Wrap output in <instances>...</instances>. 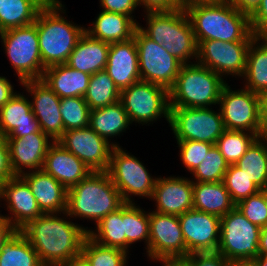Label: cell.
Segmentation results:
<instances>
[{
  "label": "cell",
  "instance_id": "obj_28",
  "mask_svg": "<svg viewBox=\"0 0 267 266\" xmlns=\"http://www.w3.org/2000/svg\"><path fill=\"white\" fill-rule=\"evenodd\" d=\"M93 26L85 29L91 37L108 43L122 42L131 39L138 27L136 19L128 15L103 11L99 13Z\"/></svg>",
  "mask_w": 267,
  "mask_h": 266
},
{
  "label": "cell",
  "instance_id": "obj_52",
  "mask_svg": "<svg viewBox=\"0 0 267 266\" xmlns=\"http://www.w3.org/2000/svg\"><path fill=\"white\" fill-rule=\"evenodd\" d=\"M16 92L6 77L0 76V108L4 106Z\"/></svg>",
  "mask_w": 267,
  "mask_h": 266
},
{
  "label": "cell",
  "instance_id": "obj_56",
  "mask_svg": "<svg viewBox=\"0 0 267 266\" xmlns=\"http://www.w3.org/2000/svg\"><path fill=\"white\" fill-rule=\"evenodd\" d=\"M158 261L163 262L162 266H189L184 259H162Z\"/></svg>",
  "mask_w": 267,
  "mask_h": 266
},
{
  "label": "cell",
  "instance_id": "obj_57",
  "mask_svg": "<svg viewBox=\"0 0 267 266\" xmlns=\"http://www.w3.org/2000/svg\"><path fill=\"white\" fill-rule=\"evenodd\" d=\"M63 266H90L88 262L82 257L71 259L69 262L63 264Z\"/></svg>",
  "mask_w": 267,
  "mask_h": 266
},
{
  "label": "cell",
  "instance_id": "obj_54",
  "mask_svg": "<svg viewBox=\"0 0 267 266\" xmlns=\"http://www.w3.org/2000/svg\"><path fill=\"white\" fill-rule=\"evenodd\" d=\"M258 252L259 255H267V226L261 228Z\"/></svg>",
  "mask_w": 267,
  "mask_h": 266
},
{
  "label": "cell",
  "instance_id": "obj_29",
  "mask_svg": "<svg viewBox=\"0 0 267 266\" xmlns=\"http://www.w3.org/2000/svg\"><path fill=\"white\" fill-rule=\"evenodd\" d=\"M236 205L231 200L223 181L194 182L193 209L222 217Z\"/></svg>",
  "mask_w": 267,
  "mask_h": 266
},
{
  "label": "cell",
  "instance_id": "obj_20",
  "mask_svg": "<svg viewBox=\"0 0 267 266\" xmlns=\"http://www.w3.org/2000/svg\"><path fill=\"white\" fill-rule=\"evenodd\" d=\"M48 137L51 138L44 132H36L20 138H5L14 176L24 174V168L30 171L42 170L46 153L54 142H49Z\"/></svg>",
  "mask_w": 267,
  "mask_h": 266
},
{
  "label": "cell",
  "instance_id": "obj_40",
  "mask_svg": "<svg viewBox=\"0 0 267 266\" xmlns=\"http://www.w3.org/2000/svg\"><path fill=\"white\" fill-rule=\"evenodd\" d=\"M64 132L89 126L90 108L84 97H64L60 101Z\"/></svg>",
  "mask_w": 267,
  "mask_h": 266
},
{
  "label": "cell",
  "instance_id": "obj_11",
  "mask_svg": "<svg viewBox=\"0 0 267 266\" xmlns=\"http://www.w3.org/2000/svg\"><path fill=\"white\" fill-rule=\"evenodd\" d=\"M107 172L124 203H133L131 195L149 197L152 200L157 178H151L142 162L120 146L112 149Z\"/></svg>",
  "mask_w": 267,
  "mask_h": 266
},
{
  "label": "cell",
  "instance_id": "obj_60",
  "mask_svg": "<svg viewBox=\"0 0 267 266\" xmlns=\"http://www.w3.org/2000/svg\"><path fill=\"white\" fill-rule=\"evenodd\" d=\"M41 8L49 6L54 0H34Z\"/></svg>",
  "mask_w": 267,
  "mask_h": 266
},
{
  "label": "cell",
  "instance_id": "obj_46",
  "mask_svg": "<svg viewBox=\"0 0 267 266\" xmlns=\"http://www.w3.org/2000/svg\"><path fill=\"white\" fill-rule=\"evenodd\" d=\"M250 27L256 36H267V0H261L258 9L250 17Z\"/></svg>",
  "mask_w": 267,
  "mask_h": 266
},
{
  "label": "cell",
  "instance_id": "obj_21",
  "mask_svg": "<svg viewBox=\"0 0 267 266\" xmlns=\"http://www.w3.org/2000/svg\"><path fill=\"white\" fill-rule=\"evenodd\" d=\"M152 198L155 212L180 216L193 208V181L182 177L157 178Z\"/></svg>",
  "mask_w": 267,
  "mask_h": 266
},
{
  "label": "cell",
  "instance_id": "obj_26",
  "mask_svg": "<svg viewBox=\"0 0 267 266\" xmlns=\"http://www.w3.org/2000/svg\"><path fill=\"white\" fill-rule=\"evenodd\" d=\"M90 78L91 75L64 63L46 67L41 79L61 99L84 97Z\"/></svg>",
  "mask_w": 267,
  "mask_h": 266
},
{
  "label": "cell",
  "instance_id": "obj_55",
  "mask_svg": "<svg viewBox=\"0 0 267 266\" xmlns=\"http://www.w3.org/2000/svg\"><path fill=\"white\" fill-rule=\"evenodd\" d=\"M225 0H184V9L198 4H216Z\"/></svg>",
  "mask_w": 267,
  "mask_h": 266
},
{
  "label": "cell",
  "instance_id": "obj_2",
  "mask_svg": "<svg viewBox=\"0 0 267 266\" xmlns=\"http://www.w3.org/2000/svg\"><path fill=\"white\" fill-rule=\"evenodd\" d=\"M192 26L197 45L201 41H252L250 18L228 2L198 4L184 9Z\"/></svg>",
  "mask_w": 267,
  "mask_h": 266
},
{
  "label": "cell",
  "instance_id": "obj_5",
  "mask_svg": "<svg viewBox=\"0 0 267 266\" xmlns=\"http://www.w3.org/2000/svg\"><path fill=\"white\" fill-rule=\"evenodd\" d=\"M147 29L138 24L150 39L170 52L182 64H189L191 57L197 59V42L189 18L183 9L146 12Z\"/></svg>",
  "mask_w": 267,
  "mask_h": 266
},
{
  "label": "cell",
  "instance_id": "obj_49",
  "mask_svg": "<svg viewBox=\"0 0 267 266\" xmlns=\"http://www.w3.org/2000/svg\"><path fill=\"white\" fill-rule=\"evenodd\" d=\"M13 176L14 174L10 167L8 144L4 137H0V185Z\"/></svg>",
  "mask_w": 267,
  "mask_h": 266
},
{
  "label": "cell",
  "instance_id": "obj_30",
  "mask_svg": "<svg viewBox=\"0 0 267 266\" xmlns=\"http://www.w3.org/2000/svg\"><path fill=\"white\" fill-rule=\"evenodd\" d=\"M260 40L263 41L261 45ZM243 77L247 81L246 89L258 95L267 93V36H256L252 40Z\"/></svg>",
  "mask_w": 267,
  "mask_h": 266
},
{
  "label": "cell",
  "instance_id": "obj_17",
  "mask_svg": "<svg viewBox=\"0 0 267 266\" xmlns=\"http://www.w3.org/2000/svg\"><path fill=\"white\" fill-rule=\"evenodd\" d=\"M178 217L186 245V257L195 252L217 251L220 217L193 208Z\"/></svg>",
  "mask_w": 267,
  "mask_h": 266
},
{
  "label": "cell",
  "instance_id": "obj_9",
  "mask_svg": "<svg viewBox=\"0 0 267 266\" xmlns=\"http://www.w3.org/2000/svg\"><path fill=\"white\" fill-rule=\"evenodd\" d=\"M120 101L131 123L144 125L162 116L170 122L169 90L163 86L140 80L121 90Z\"/></svg>",
  "mask_w": 267,
  "mask_h": 266
},
{
  "label": "cell",
  "instance_id": "obj_1",
  "mask_svg": "<svg viewBox=\"0 0 267 266\" xmlns=\"http://www.w3.org/2000/svg\"><path fill=\"white\" fill-rule=\"evenodd\" d=\"M21 231L43 265H63L80 257L83 243L88 236L87 227L57 217V213L37 217Z\"/></svg>",
  "mask_w": 267,
  "mask_h": 266
},
{
  "label": "cell",
  "instance_id": "obj_34",
  "mask_svg": "<svg viewBox=\"0 0 267 266\" xmlns=\"http://www.w3.org/2000/svg\"><path fill=\"white\" fill-rule=\"evenodd\" d=\"M235 165L261 190L267 188V138L259 137Z\"/></svg>",
  "mask_w": 267,
  "mask_h": 266
},
{
  "label": "cell",
  "instance_id": "obj_48",
  "mask_svg": "<svg viewBox=\"0 0 267 266\" xmlns=\"http://www.w3.org/2000/svg\"><path fill=\"white\" fill-rule=\"evenodd\" d=\"M139 6L146 12L172 11L175 9L184 10V0H137Z\"/></svg>",
  "mask_w": 267,
  "mask_h": 266
},
{
  "label": "cell",
  "instance_id": "obj_43",
  "mask_svg": "<svg viewBox=\"0 0 267 266\" xmlns=\"http://www.w3.org/2000/svg\"><path fill=\"white\" fill-rule=\"evenodd\" d=\"M238 210L253 224L260 228L267 226V206L265 189L236 204Z\"/></svg>",
  "mask_w": 267,
  "mask_h": 266
},
{
  "label": "cell",
  "instance_id": "obj_6",
  "mask_svg": "<svg viewBox=\"0 0 267 266\" xmlns=\"http://www.w3.org/2000/svg\"><path fill=\"white\" fill-rule=\"evenodd\" d=\"M190 63L182 64L174 85L169 89L170 107L207 108L218 104L226 81L198 62Z\"/></svg>",
  "mask_w": 267,
  "mask_h": 266
},
{
  "label": "cell",
  "instance_id": "obj_37",
  "mask_svg": "<svg viewBox=\"0 0 267 266\" xmlns=\"http://www.w3.org/2000/svg\"><path fill=\"white\" fill-rule=\"evenodd\" d=\"M122 221H124L125 251L128 253L130 244L145 240L146 249L149 247V213L135 205L134 203H124L122 205Z\"/></svg>",
  "mask_w": 267,
  "mask_h": 266
},
{
  "label": "cell",
  "instance_id": "obj_59",
  "mask_svg": "<svg viewBox=\"0 0 267 266\" xmlns=\"http://www.w3.org/2000/svg\"><path fill=\"white\" fill-rule=\"evenodd\" d=\"M229 266H257L254 261H233Z\"/></svg>",
  "mask_w": 267,
  "mask_h": 266
},
{
  "label": "cell",
  "instance_id": "obj_38",
  "mask_svg": "<svg viewBox=\"0 0 267 266\" xmlns=\"http://www.w3.org/2000/svg\"><path fill=\"white\" fill-rule=\"evenodd\" d=\"M259 137L246 131L225 130L215 146L231 165L235 164Z\"/></svg>",
  "mask_w": 267,
  "mask_h": 266
},
{
  "label": "cell",
  "instance_id": "obj_23",
  "mask_svg": "<svg viewBox=\"0 0 267 266\" xmlns=\"http://www.w3.org/2000/svg\"><path fill=\"white\" fill-rule=\"evenodd\" d=\"M42 170L59 181L67 190L93 172L83 161L57 141H54L49 147Z\"/></svg>",
  "mask_w": 267,
  "mask_h": 266
},
{
  "label": "cell",
  "instance_id": "obj_15",
  "mask_svg": "<svg viewBox=\"0 0 267 266\" xmlns=\"http://www.w3.org/2000/svg\"><path fill=\"white\" fill-rule=\"evenodd\" d=\"M149 228V247L146 252L150 259L186 258V245L178 216L149 212Z\"/></svg>",
  "mask_w": 267,
  "mask_h": 266
},
{
  "label": "cell",
  "instance_id": "obj_33",
  "mask_svg": "<svg viewBox=\"0 0 267 266\" xmlns=\"http://www.w3.org/2000/svg\"><path fill=\"white\" fill-rule=\"evenodd\" d=\"M42 8L34 0H2L0 33L33 24Z\"/></svg>",
  "mask_w": 267,
  "mask_h": 266
},
{
  "label": "cell",
  "instance_id": "obj_27",
  "mask_svg": "<svg viewBox=\"0 0 267 266\" xmlns=\"http://www.w3.org/2000/svg\"><path fill=\"white\" fill-rule=\"evenodd\" d=\"M110 43L84 33L65 64L89 75L105 70Z\"/></svg>",
  "mask_w": 267,
  "mask_h": 266
},
{
  "label": "cell",
  "instance_id": "obj_12",
  "mask_svg": "<svg viewBox=\"0 0 267 266\" xmlns=\"http://www.w3.org/2000/svg\"><path fill=\"white\" fill-rule=\"evenodd\" d=\"M138 51L141 81L158 84L168 90L174 85L182 63L167 52L162 44L147 37L139 27L133 35Z\"/></svg>",
  "mask_w": 267,
  "mask_h": 266
},
{
  "label": "cell",
  "instance_id": "obj_44",
  "mask_svg": "<svg viewBox=\"0 0 267 266\" xmlns=\"http://www.w3.org/2000/svg\"><path fill=\"white\" fill-rule=\"evenodd\" d=\"M180 149V158L185 167L192 173L214 144L193 140L177 141Z\"/></svg>",
  "mask_w": 267,
  "mask_h": 266
},
{
  "label": "cell",
  "instance_id": "obj_18",
  "mask_svg": "<svg viewBox=\"0 0 267 266\" xmlns=\"http://www.w3.org/2000/svg\"><path fill=\"white\" fill-rule=\"evenodd\" d=\"M21 84L33 95L31 109L39 121L41 130L57 141L64 133L60 112L61 99L43 82L42 79L25 80Z\"/></svg>",
  "mask_w": 267,
  "mask_h": 266
},
{
  "label": "cell",
  "instance_id": "obj_39",
  "mask_svg": "<svg viewBox=\"0 0 267 266\" xmlns=\"http://www.w3.org/2000/svg\"><path fill=\"white\" fill-rule=\"evenodd\" d=\"M81 256L90 266H125L128 258L126 251L100 245L89 236L83 243Z\"/></svg>",
  "mask_w": 267,
  "mask_h": 266
},
{
  "label": "cell",
  "instance_id": "obj_25",
  "mask_svg": "<svg viewBox=\"0 0 267 266\" xmlns=\"http://www.w3.org/2000/svg\"><path fill=\"white\" fill-rule=\"evenodd\" d=\"M26 172L21 177L28 183L44 214L66 212L67 189L43 170Z\"/></svg>",
  "mask_w": 267,
  "mask_h": 266
},
{
  "label": "cell",
  "instance_id": "obj_50",
  "mask_svg": "<svg viewBox=\"0 0 267 266\" xmlns=\"http://www.w3.org/2000/svg\"><path fill=\"white\" fill-rule=\"evenodd\" d=\"M241 13L247 15L249 18L258 9L261 0H225Z\"/></svg>",
  "mask_w": 267,
  "mask_h": 266
},
{
  "label": "cell",
  "instance_id": "obj_22",
  "mask_svg": "<svg viewBox=\"0 0 267 266\" xmlns=\"http://www.w3.org/2000/svg\"><path fill=\"white\" fill-rule=\"evenodd\" d=\"M105 71L120 91L141 80L134 37L110 43Z\"/></svg>",
  "mask_w": 267,
  "mask_h": 266
},
{
  "label": "cell",
  "instance_id": "obj_45",
  "mask_svg": "<svg viewBox=\"0 0 267 266\" xmlns=\"http://www.w3.org/2000/svg\"><path fill=\"white\" fill-rule=\"evenodd\" d=\"M184 260L189 266H229L230 262L218 251L195 252L189 254Z\"/></svg>",
  "mask_w": 267,
  "mask_h": 266
},
{
  "label": "cell",
  "instance_id": "obj_61",
  "mask_svg": "<svg viewBox=\"0 0 267 266\" xmlns=\"http://www.w3.org/2000/svg\"><path fill=\"white\" fill-rule=\"evenodd\" d=\"M265 203H266V206H267V188L265 189Z\"/></svg>",
  "mask_w": 267,
  "mask_h": 266
},
{
  "label": "cell",
  "instance_id": "obj_32",
  "mask_svg": "<svg viewBox=\"0 0 267 266\" xmlns=\"http://www.w3.org/2000/svg\"><path fill=\"white\" fill-rule=\"evenodd\" d=\"M42 265L37 252L21 230H17L2 246L0 266Z\"/></svg>",
  "mask_w": 267,
  "mask_h": 266
},
{
  "label": "cell",
  "instance_id": "obj_62",
  "mask_svg": "<svg viewBox=\"0 0 267 266\" xmlns=\"http://www.w3.org/2000/svg\"><path fill=\"white\" fill-rule=\"evenodd\" d=\"M42 266H63V265H42Z\"/></svg>",
  "mask_w": 267,
  "mask_h": 266
},
{
  "label": "cell",
  "instance_id": "obj_35",
  "mask_svg": "<svg viewBox=\"0 0 267 266\" xmlns=\"http://www.w3.org/2000/svg\"><path fill=\"white\" fill-rule=\"evenodd\" d=\"M121 91L105 70L91 75L84 99L90 110L106 107L120 100Z\"/></svg>",
  "mask_w": 267,
  "mask_h": 266
},
{
  "label": "cell",
  "instance_id": "obj_41",
  "mask_svg": "<svg viewBox=\"0 0 267 266\" xmlns=\"http://www.w3.org/2000/svg\"><path fill=\"white\" fill-rule=\"evenodd\" d=\"M223 182L235 205L261 190L251 181L246 171L239 169L235 164L229 165Z\"/></svg>",
  "mask_w": 267,
  "mask_h": 266
},
{
  "label": "cell",
  "instance_id": "obj_3",
  "mask_svg": "<svg viewBox=\"0 0 267 266\" xmlns=\"http://www.w3.org/2000/svg\"><path fill=\"white\" fill-rule=\"evenodd\" d=\"M124 204L119 190L107 171H93L67 191V207L63 214L94 220L97 224Z\"/></svg>",
  "mask_w": 267,
  "mask_h": 266
},
{
  "label": "cell",
  "instance_id": "obj_36",
  "mask_svg": "<svg viewBox=\"0 0 267 266\" xmlns=\"http://www.w3.org/2000/svg\"><path fill=\"white\" fill-rule=\"evenodd\" d=\"M96 231L88 230V236L100 245L125 251L124 221L122 206L109 213L96 224Z\"/></svg>",
  "mask_w": 267,
  "mask_h": 266
},
{
  "label": "cell",
  "instance_id": "obj_51",
  "mask_svg": "<svg viewBox=\"0 0 267 266\" xmlns=\"http://www.w3.org/2000/svg\"><path fill=\"white\" fill-rule=\"evenodd\" d=\"M260 137L267 138V93L259 95Z\"/></svg>",
  "mask_w": 267,
  "mask_h": 266
},
{
  "label": "cell",
  "instance_id": "obj_42",
  "mask_svg": "<svg viewBox=\"0 0 267 266\" xmlns=\"http://www.w3.org/2000/svg\"><path fill=\"white\" fill-rule=\"evenodd\" d=\"M228 168L229 163L214 145L192 174L195 182H221Z\"/></svg>",
  "mask_w": 267,
  "mask_h": 266
},
{
  "label": "cell",
  "instance_id": "obj_58",
  "mask_svg": "<svg viewBox=\"0 0 267 266\" xmlns=\"http://www.w3.org/2000/svg\"><path fill=\"white\" fill-rule=\"evenodd\" d=\"M253 261L257 266H267V255H259Z\"/></svg>",
  "mask_w": 267,
  "mask_h": 266
},
{
  "label": "cell",
  "instance_id": "obj_13",
  "mask_svg": "<svg viewBox=\"0 0 267 266\" xmlns=\"http://www.w3.org/2000/svg\"><path fill=\"white\" fill-rule=\"evenodd\" d=\"M226 84L219 102L226 130L248 131L260 136L259 95L249 89L232 91Z\"/></svg>",
  "mask_w": 267,
  "mask_h": 266
},
{
  "label": "cell",
  "instance_id": "obj_7",
  "mask_svg": "<svg viewBox=\"0 0 267 266\" xmlns=\"http://www.w3.org/2000/svg\"><path fill=\"white\" fill-rule=\"evenodd\" d=\"M260 231L235 206L221 217L217 251L229 262L253 261L259 256Z\"/></svg>",
  "mask_w": 267,
  "mask_h": 266
},
{
  "label": "cell",
  "instance_id": "obj_19",
  "mask_svg": "<svg viewBox=\"0 0 267 266\" xmlns=\"http://www.w3.org/2000/svg\"><path fill=\"white\" fill-rule=\"evenodd\" d=\"M0 199L6 200L7 209L12 214L4 218L17 230H21L31 220L44 214L28 183L21 176H13L0 185Z\"/></svg>",
  "mask_w": 267,
  "mask_h": 266
},
{
  "label": "cell",
  "instance_id": "obj_31",
  "mask_svg": "<svg viewBox=\"0 0 267 266\" xmlns=\"http://www.w3.org/2000/svg\"><path fill=\"white\" fill-rule=\"evenodd\" d=\"M130 124L129 116L120 100L106 107L90 110L89 126L107 141L108 137H114L126 131Z\"/></svg>",
  "mask_w": 267,
  "mask_h": 266
},
{
  "label": "cell",
  "instance_id": "obj_10",
  "mask_svg": "<svg viewBox=\"0 0 267 266\" xmlns=\"http://www.w3.org/2000/svg\"><path fill=\"white\" fill-rule=\"evenodd\" d=\"M212 108L170 107V126L177 141L193 140L216 144L226 130L221 112Z\"/></svg>",
  "mask_w": 267,
  "mask_h": 266
},
{
  "label": "cell",
  "instance_id": "obj_14",
  "mask_svg": "<svg viewBox=\"0 0 267 266\" xmlns=\"http://www.w3.org/2000/svg\"><path fill=\"white\" fill-rule=\"evenodd\" d=\"M252 41H201L197 47L196 62L220 76H244L248 48ZM198 60V61H197Z\"/></svg>",
  "mask_w": 267,
  "mask_h": 266
},
{
  "label": "cell",
  "instance_id": "obj_53",
  "mask_svg": "<svg viewBox=\"0 0 267 266\" xmlns=\"http://www.w3.org/2000/svg\"><path fill=\"white\" fill-rule=\"evenodd\" d=\"M17 231V229L9 223L3 215L0 214V251L4 243Z\"/></svg>",
  "mask_w": 267,
  "mask_h": 266
},
{
  "label": "cell",
  "instance_id": "obj_4",
  "mask_svg": "<svg viewBox=\"0 0 267 266\" xmlns=\"http://www.w3.org/2000/svg\"><path fill=\"white\" fill-rule=\"evenodd\" d=\"M63 7L61 1L54 0L42 8L36 18L39 51L45 67L66 63L85 33L86 28L71 24L62 17Z\"/></svg>",
  "mask_w": 267,
  "mask_h": 266
},
{
  "label": "cell",
  "instance_id": "obj_47",
  "mask_svg": "<svg viewBox=\"0 0 267 266\" xmlns=\"http://www.w3.org/2000/svg\"><path fill=\"white\" fill-rule=\"evenodd\" d=\"M102 10L130 16L139 6L137 0H100Z\"/></svg>",
  "mask_w": 267,
  "mask_h": 266
},
{
  "label": "cell",
  "instance_id": "obj_8",
  "mask_svg": "<svg viewBox=\"0 0 267 266\" xmlns=\"http://www.w3.org/2000/svg\"><path fill=\"white\" fill-rule=\"evenodd\" d=\"M5 53L18 79H41L45 70L39 51L36 21L33 24L9 29L0 33Z\"/></svg>",
  "mask_w": 267,
  "mask_h": 266
},
{
  "label": "cell",
  "instance_id": "obj_16",
  "mask_svg": "<svg viewBox=\"0 0 267 266\" xmlns=\"http://www.w3.org/2000/svg\"><path fill=\"white\" fill-rule=\"evenodd\" d=\"M57 142L76 155L92 171H107L112 149L119 147L118 144L100 137L90 126L65 131Z\"/></svg>",
  "mask_w": 267,
  "mask_h": 266
},
{
  "label": "cell",
  "instance_id": "obj_24",
  "mask_svg": "<svg viewBox=\"0 0 267 266\" xmlns=\"http://www.w3.org/2000/svg\"><path fill=\"white\" fill-rule=\"evenodd\" d=\"M43 132L33 114L30 101L24 95L15 94L0 108V137L20 138Z\"/></svg>",
  "mask_w": 267,
  "mask_h": 266
}]
</instances>
